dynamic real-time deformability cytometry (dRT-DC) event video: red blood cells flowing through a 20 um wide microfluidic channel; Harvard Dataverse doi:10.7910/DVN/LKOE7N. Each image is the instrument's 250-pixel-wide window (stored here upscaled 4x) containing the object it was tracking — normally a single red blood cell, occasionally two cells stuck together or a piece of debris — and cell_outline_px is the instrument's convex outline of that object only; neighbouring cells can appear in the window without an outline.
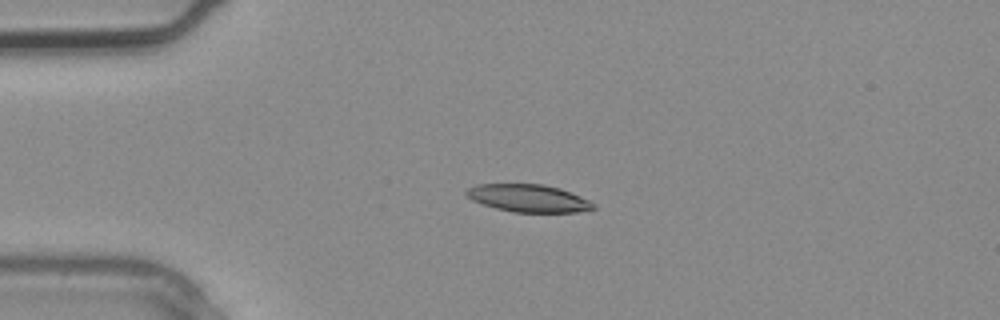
{"species": "common noctule bat (a hibernating species)", "species_latin": "Nyctalus noctula", "temperature_condition": "warm", "stored_images_in_passage": 4, "camera_frame_rate_fps": 3000, "um_per_image_px": 0.085, "animal": {"sex": "male", "body_mass_g": 20.4}, "frame": {"image": 1, "passage_image": 3, "time_ms": 0.667, "image_size_px": [1000, 320], "cell_outline_px": [[596, 208], [576, 212], [512, 212], [496, 208], [472, 200], [464, 192], [468, 188], [476, 184], [544, 184], [560, 188], [580, 196], [596, 204]], "centroid_in_image_um": [44.92, 16.84], "position_along_channel_um": 40.1, "area_um2": 20.35}}